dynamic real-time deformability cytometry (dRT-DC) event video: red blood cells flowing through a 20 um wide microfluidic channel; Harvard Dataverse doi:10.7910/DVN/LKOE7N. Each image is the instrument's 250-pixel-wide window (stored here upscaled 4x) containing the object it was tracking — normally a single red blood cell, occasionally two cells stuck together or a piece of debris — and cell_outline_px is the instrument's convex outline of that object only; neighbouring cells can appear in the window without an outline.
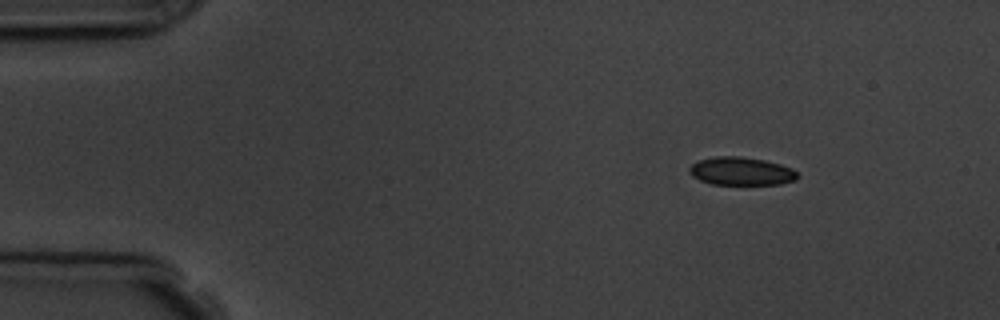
{"species": "common noctule bat (a hibernating species)", "species_latin": "Nyctalus noctula", "temperature_condition": "room temperature", "stored_images_in_passage": 7, "camera_frame_rate_fps": 3000, "um_per_image_px": 0.085, "animal": {"sex": "male", "body_mass_g": 19.5, "forearm_length_mm": 54.6}, "frame": {"image": 1, "passage_image": 2, "time_ms": 1.333, "image_size_px": [1000, 320], "cell_outline_px": [[800, 176], [796, 180], [780, 184], [712, 184], [700, 180], [692, 176], [688, 172], [688, 168], [692, 164], [700, 160], [716, 156], [740, 156], [764, 160], [780, 164], [792, 168]], "centroid_in_image_um": [63.01, 14.55], "position_along_channel_um": 22.0, "area_um2": 17.74}}
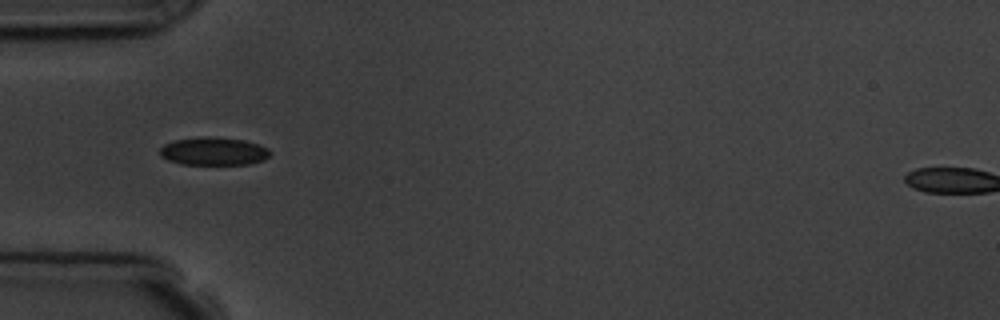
{"frame": {"image": 2, "passage_image": 5, "time_ms": 4.667, "image_size_px": [1000, 320], "cell_outline_px": [[272, 152], [264, 160], [248, 164], [180, 164], [168, 160], [160, 156], [160, 148], [164, 144], [176, 140], [200, 136], [208, 136], [244, 140], [268, 148]], "centroid_in_image_um": [18.14, 12.85], "position_along_channel_um": 66.9, "area_um2": 17.98}}